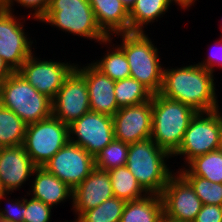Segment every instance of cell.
I'll return each instance as SVG.
<instances>
[{
    "mask_svg": "<svg viewBox=\"0 0 222 222\" xmlns=\"http://www.w3.org/2000/svg\"><path fill=\"white\" fill-rule=\"evenodd\" d=\"M29 187L28 191L25 190L29 196L42 201L53 209L69 201V204L72 205L73 189L44 167H37L34 170Z\"/></svg>",
    "mask_w": 222,
    "mask_h": 222,
    "instance_id": "d6986e66",
    "label": "cell"
},
{
    "mask_svg": "<svg viewBox=\"0 0 222 222\" xmlns=\"http://www.w3.org/2000/svg\"><path fill=\"white\" fill-rule=\"evenodd\" d=\"M13 71L8 67L4 60L0 57V84L9 77Z\"/></svg>",
    "mask_w": 222,
    "mask_h": 222,
    "instance_id": "8d00e7d4",
    "label": "cell"
},
{
    "mask_svg": "<svg viewBox=\"0 0 222 222\" xmlns=\"http://www.w3.org/2000/svg\"><path fill=\"white\" fill-rule=\"evenodd\" d=\"M172 0H137L129 11L130 32H147L148 25L171 12Z\"/></svg>",
    "mask_w": 222,
    "mask_h": 222,
    "instance_id": "44dd1931",
    "label": "cell"
},
{
    "mask_svg": "<svg viewBox=\"0 0 222 222\" xmlns=\"http://www.w3.org/2000/svg\"><path fill=\"white\" fill-rule=\"evenodd\" d=\"M69 142V125L53 115L28 124L22 146L37 167H43Z\"/></svg>",
    "mask_w": 222,
    "mask_h": 222,
    "instance_id": "9c48e42d",
    "label": "cell"
},
{
    "mask_svg": "<svg viewBox=\"0 0 222 222\" xmlns=\"http://www.w3.org/2000/svg\"><path fill=\"white\" fill-rule=\"evenodd\" d=\"M211 46L213 48H209L211 53L209 52L207 58L204 57L202 61L198 60L197 64L214 74L217 72L215 68H222V37L215 40Z\"/></svg>",
    "mask_w": 222,
    "mask_h": 222,
    "instance_id": "836d02e7",
    "label": "cell"
},
{
    "mask_svg": "<svg viewBox=\"0 0 222 222\" xmlns=\"http://www.w3.org/2000/svg\"><path fill=\"white\" fill-rule=\"evenodd\" d=\"M43 167L74 189L95 168V159L79 145L68 142Z\"/></svg>",
    "mask_w": 222,
    "mask_h": 222,
    "instance_id": "7c38bea8",
    "label": "cell"
},
{
    "mask_svg": "<svg viewBox=\"0 0 222 222\" xmlns=\"http://www.w3.org/2000/svg\"><path fill=\"white\" fill-rule=\"evenodd\" d=\"M50 0H0V6L8 11L15 13L14 6H21L23 9H29L27 17L34 21H39L46 13Z\"/></svg>",
    "mask_w": 222,
    "mask_h": 222,
    "instance_id": "d6a6232c",
    "label": "cell"
},
{
    "mask_svg": "<svg viewBox=\"0 0 222 222\" xmlns=\"http://www.w3.org/2000/svg\"><path fill=\"white\" fill-rule=\"evenodd\" d=\"M108 172L114 197L128 202L143 198L148 194L126 165L111 169Z\"/></svg>",
    "mask_w": 222,
    "mask_h": 222,
    "instance_id": "d4e9b609",
    "label": "cell"
},
{
    "mask_svg": "<svg viewBox=\"0 0 222 222\" xmlns=\"http://www.w3.org/2000/svg\"><path fill=\"white\" fill-rule=\"evenodd\" d=\"M13 193L3 192L0 194V204L6 202L5 207L0 206V221L23 222L24 219V195L23 197L11 198Z\"/></svg>",
    "mask_w": 222,
    "mask_h": 222,
    "instance_id": "1f68e13d",
    "label": "cell"
},
{
    "mask_svg": "<svg viewBox=\"0 0 222 222\" xmlns=\"http://www.w3.org/2000/svg\"><path fill=\"white\" fill-rule=\"evenodd\" d=\"M115 99L118 106H135L152 99L153 93L134 78H126L115 82Z\"/></svg>",
    "mask_w": 222,
    "mask_h": 222,
    "instance_id": "4316f807",
    "label": "cell"
},
{
    "mask_svg": "<svg viewBox=\"0 0 222 222\" xmlns=\"http://www.w3.org/2000/svg\"><path fill=\"white\" fill-rule=\"evenodd\" d=\"M36 168L22 145L0 148V186L3 192L15 193L25 184L30 185Z\"/></svg>",
    "mask_w": 222,
    "mask_h": 222,
    "instance_id": "2e32d148",
    "label": "cell"
},
{
    "mask_svg": "<svg viewBox=\"0 0 222 222\" xmlns=\"http://www.w3.org/2000/svg\"><path fill=\"white\" fill-rule=\"evenodd\" d=\"M176 171L182 176H199L215 183H222V150L197 156Z\"/></svg>",
    "mask_w": 222,
    "mask_h": 222,
    "instance_id": "cb8c5ba5",
    "label": "cell"
},
{
    "mask_svg": "<svg viewBox=\"0 0 222 222\" xmlns=\"http://www.w3.org/2000/svg\"><path fill=\"white\" fill-rule=\"evenodd\" d=\"M125 201L117 197L105 200L95 208L83 212L76 222H120Z\"/></svg>",
    "mask_w": 222,
    "mask_h": 222,
    "instance_id": "83f0119b",
    "label": "cell"
},
{
    "mask_svg": "<svg viewBox=\"0 0 222 222\" xmlns=\"http://www.w3.org/2000/svg\"><path fill=\"white\" fill-rule=\"evenodd\" d=\"M129 144L113 139L95 157V167L109 171L127 164Z\"/></svg>",
    "mask_w": 222,
    "mask_h": 222,
    "instance_id": "f1b7e54d",
    "label": "cell"
},
{
    "mask_svg": "<svg viewBox=\"0 0 222 222\" xmlns=\"http://www.w3.org/2000/svg\"><path fill=\"white\" fill-rule=\"evenodd\" d=\"M148 32L119 33L110 36L120 38L116 44L124 51L129 63L130 77L136 79L153 94L159 93L163 81L165 64L159 49ZM119 43V44H118Z\"/></svg>",
    "mask_w": 222,
    "mask_h": 222,
    "instance_id": "7a4b0ae2",
    "label": "cell"
},
{
    "mask_svg": "<svg viewBox=\"0 0 222 222\" xmlns=\"http://www.w3.org/2000/svg\"><path fill=\"white\" fill-rule=\"evenodd\" d=\"M194 189L202 204L222 206V183L199 176H183Z\"/></svg>",
    "mask_w": 222,
    "mask_h": 222,
    "instance_id": "f546056e",
    "label": "cell"
},
{
    "mask_svg": "<svg viewBox=\"0 0 222 222\" xmlns=\"http://www.w3.org/2000/svg\"><path fill=\"white\" fill-rule=\"evenodd\" d=\"M193 222H222V206L203 204Z\"/></svg>",
    "mask_w": 222,
    "mask_h": 222,
    "instance_id": "e575fe53",
    "label": "cell"
},
{
    "mask_svg": "<svg viewBox=\"0 0 222 222\" xmlns=\"http://www.w3.org/2000/svg\"><path fill=\"white\" fill-rule=\"evenodd\" d=\"M161 197L164 213L183 222H193L203 205L192 186L178 171L170 176Z\"/></svg>",
    "mask_w": 222,
    "mask_h": 222,
    "instance_id": "5bb4252c",
    "label": "cell"
},
{
    "mask_svg": "<svg viewBox=\"0 0 222 222\" xmlns=\"http://www.w3.org/2000/svg\"><path fill=\"white\" fill-rule=\"evenodd\" d=\"M88 111L90 103L87 83L74 70L52 99V115L70 125Z\"/></svg>",
    "mask_w": 222,
    "mask_h": 222,
    "instance_id": "4fadbf2b",
    "label": "cell"
},
{
    "mask_svg": "<svg viewBox=\"0 0 222 222\" xmlns=\"http://www.w3.org/2000/svg\"><path fill=\"white\" fill-rule=\"evenodd\" d=\"M114 139L132 144L151 138L152 99L135 106L121 107L113 116Z\"/></svg>",
    "mask_w": 222,
    "mask_h": 222,
    "instance_id": "9a60e30c",
    "label": "cell"
},
{
    "mask_svg": "<svg viewBox=\"0 0 222 222\" xmlns=\"http://www.w3.org/2000/svg\"><path fill=\"white\" fill-rule=\"evenodd\" d=\"M76 64L75 70L85 79L89 93L90 110L114 116L120 109L115 99V82L98 70L91 62Z\"/></svg>",
    "mask_w": 222,
    "mask_h": 222,
    "instance_id": "e0dca14e",
    "label": "cell"
},
{
    "mask_svg": "<svg viewBox=\"0 0 222 222\" xmlns=\"http://www.w3.org/2000/svg\"><path fill=\"white\" fill-rule=\"evenodd\" d=\"M100 29L108 36L130 33L129 11L121 0H88Z\"/></svg>",
    "mask_w": 222,
    "mask_h": 222,
    "instance_id": "ffe728a7",
    "label": "cell"
},
{
    "mask_svg": "<svg viewBox=\"0 0 222 222\" xmlns=\"http://www.w3.org/2000/svg\"><path fill=\"white\" fill-rule=\"evenodd\" d=\"M62 222H76V221L73 219V221L72 220L71 221L65 220V221H62Z\"/></svg>",
    "mask_w": 222,
    "mask_h": 222,
    "instance_id": "60d3db41",
    "label": "cell"
},
{
    "mask_svg": "<svg viewBox=\"0 0 222 222\" xmlns=\"http://www.w3.org/2000/svg\"><path fill=\"white\" fill-rule=\"evenodd\" d=\"M112 41L114 40L108 37L98 43V45H101V49L106 47V53L104 52V55H101L100 59L97 57L98 60L97 58H95V60L93 59L91 63L114 81L129 78L130 68L126 55L124 51Z\"/></svg>",
    "mask_w": 222,
    "mask_h": 222,
    "instance_id": "7402d4cb",
    "label": "cell"
},
{
    "mask_svg": "<svg viewBox=\"0 0 222 222\" xmlns=\"http://www.w3.org/2000/svg\"><path fill=\"white\" fill-rule=\"evenodd\" d=\"M0 105L13 111L27 125L52 116V99L39 93L18 72L0 84Z\"/></svg>",
    "mask_w": 222,
    "mask_h": 222,
    "instance_id": "8992f818",
    "label": "cell"
},
{
    "mask_svg": "<svg viewBox=\"0 0 222 222\" xmlns=\"http://www.w3.org/2000/svg\"><path fill=\"white\" fill-rule=\"evenodd\" d=\"M38 22L94 43L108 38L98 26L88 0H50L46 13Z\"/></svg>",
    "mask_w": 222,
    "mask_h": 222,
    "instance_id": "5b68a950",
    "label": "cell"
},
{
    "mask_svg": "<svg viewBox=\"0 0 222 222\" xmlns=\"http://www.w3.org/2000/svg\"><path fill=\"white\" fill-rule=\"evenodd\" d=\"M137 0H121L122 4L127 8L128 11L132 9Z\"/></svg>",
    "mask_w": 222,
    "mask_h": 222,
    "instance_id": "74e56055",
    "label": "cell"
},
{
    "mask_svg": "<svg viewBox=\"0 0 222 222\" xmlns=\"http://www.w3.org/2000/svg\"><path fill=\"white\" fill-rule=\"evenodd\" d=\"M1 193H3V190H2V188H1V186H0V194H1Z\"/></svg>",
    "mask_w": 222,
    "mask_h": 222,
    "instance_id": "b9f144b4",
    "label": "cell"
},
{
    "mask_svg": "<svg viewBox=\"0 0 222 222\" xmlns=\"http://www.w3.org/2000/svg\"><path fill=\"white\" fill-rule=\"evenodd\" d=\"M114 139L113 117L88 111L69 125V142L95 157Z\"/></svg>",
    "mask_w": 222,
    "mask_h": 222,
    "instance_id": "8fae6325",
    "label": "cell"
},
{
    "mask_svg": "<svg viewBox=\"0 0 222 222\" xmlns=\"http://www.w3.org/2000/svg\"><path fill=\"white\" fill-rule=\"evenodd\" d=\"M174 2L173 5L177 6L178 10L185 11L190 10L192 6L196 5V1L198 0H172ZM180 7V8H178Z\"/></svg>",
    "mask_w": 222,
    "mask_h": 222,
    "instance_id": "d590c367",
    "label": "cell"
},
{
    "mask_svg": "<svg viewBox=\"0 0 222 222\" xmlns=\"http://www.w3.org/2000/svg\"><path fill=\"white\" fill-rule=\"evenodd\" d=\"M191 63L174 68L165 64L159 94L189 105L197 112L219 109L216 73L212 74L196 62Z\"/></svg>",
    "mask_w": 222,
    "mask_h": 222,
    "instance_id": "6da1fadb",
    "label": "cell"
},
{
    "mask_svg": "<svg viewBox=\"0 0 222 222\" xmlns=\"http://www.w3.org/2000/svg\"><path fill=\"white\" fill-rule=\"evenodd\" d=\"M34 51L17 71L39 93L53 99L65 80L76 68L71 60L42 59ZM63 61V62H62Z\"/></svg>",
    "mask_w": 222,
    "mask_h": 222,
    "instance_id": "30bf717a",
    "label": "cell"
},
{
    "mask_svg": "<svg viewBox=\"0 0 222 222\" xmlns=\"http://www.w3.org/2000/svg\"><path fill=\"white\" fill-rule=\"evenodd\" d=\"M158 222H183V221L170 218L165 213H163Z\"/></svg>",
    "mask_w": 222,
    "mask_h": 222,
    "instance_id": "f35d334b",
    "label": "cell"
},
{
    "mask_svg": "<svg viewBox=\"0 0 222 222\" xmlns=\"http://www.w3.org/2000/svg\"><path fill=\"white\" fill-rule=\"evenodd\" d=\"M24 193L23 222H51L53 208Z\"/></svg>",
    "mask_w": 222,
    "mask_h": 222,
    "instance_id": "4dcf8cb0",
    "label": "cell"
},
{
    "mask_svg": "<svg viewBox=\"0 0 222 222\" xmlns=\"http://www.w3.org/2000/svg\"><path fill=\"white\" fill-rule=\"evenodd\" d=\"M15 13L17 15L0 6V57L13 72L37 49L36 39L32 40L28 28H24L28 27L25 24L30 17Z\"/></svg>",
    "mask_w": 222,
    "mask_h": 222,
    "instance_id": "ba28073f",
    "label": "cell"
},
{
    "mask_svg": "<svg viewBox=\"0 0 222 222\" xmlns=\"http://www.w3.org/2000/svg\"><path fill=\"white\" fill-rule=\"evenodd\" d=\"M197 111L159 93L152 96L151 139L171 156L180 147L185 131Z\"/></svg>",
    "mask_w": 222,
    "mask_h": 222,
    "instance_id": "277c9868",
    "label": "cell"
},
{
    "mask_svg": "<svg viewBox=\"0 0 222 222\" xmlns=\"http://www.w3.org/2000/svg\"><path fill=\"white\" fill-rule=\"evenodd\" d=\"M26 127L17 114L0 105V148L21 146Z\"/></svg>",
    "mask_w": 222,
    "mask_h": 222,
    "instance_id": "484cf974",
    "label": "cell"
},
{
    "mask_svg": "<svg viewBox=\"0 0 222 222\" xmlns=\"http://www.w3.org/2000/svg\"><path fill=\"white\" fill-rule=\"evenodd\" d=\"M114 197L108 171L94 168L90 175L73 189L70 210L76 220L83 212Z\"/></svg>",
    "mask_w": 222,
    "mask_h": 222,
    "instance_id": "ac0fdd59",
    "label": "cell"
},
{
    "mask_svg": "<svg viewBox=\"0 0 222 222\" xmlns=\"http://www.w3.org/2000/svg\"><path fill=\"white\" fill-rule=\"evenodd\" d=\"M222 108L197 112L185 131L183 141L172 158L180 159L183 168L193 158L221 148ZM183 157V158H182Z\"/></svg>",
    "mask_w": 222,
    "mask_h": 222,
    "instance_id": "52a82bcc",
    "label": "cell"
},
{
    "mask_svg": "<svg viewBox=\"0 0 222 222\" xmlns=\"http://www.w3.org/2000/svg\"><path fill=\"white\" fill-rule=\"evenodd\" d=\"M171 159L166 150L148 138L129 144L126 166L148 194L161 195L170 176L176 171L171 169Z\"/></svg>",
    "mask_w": 222,
    "mask_h": 222,
    "instance_id": "3957f363",
    "label": "cell"
},
{
    "mask_svg": "<svg viewBox=\"0 0 222 222\" xmlns=\"http://www.w3.org/2000/svg\"><path fill=\"white\" fill-rule=\"evenodd\" d=\"M163 213L161 195L147 194L125 203L120 222H158Z\"/></svg>",
    "mask_w": 222,
    "mask_h": 222,
    "instance_id": "603a6c76",
    "label": "cell"
},
{
    "mask_svg": "<svg viewBox=\"0 0 222 222\" xmlns=\"http://www.w3.org/2000/svg\"><path fill=\"white\" fill-rule=\"evenodd\" d=\"M221 26H222V23L220 24ZM220 26V30L219 31H222V27ZM220 37H222V32H221V35H220Z\"/></svg>",
    "mask_w": 222,
    "mask_h": 222,
    "instance_id": "ab89813d",
    "label": "cell"
}]
</instances>
